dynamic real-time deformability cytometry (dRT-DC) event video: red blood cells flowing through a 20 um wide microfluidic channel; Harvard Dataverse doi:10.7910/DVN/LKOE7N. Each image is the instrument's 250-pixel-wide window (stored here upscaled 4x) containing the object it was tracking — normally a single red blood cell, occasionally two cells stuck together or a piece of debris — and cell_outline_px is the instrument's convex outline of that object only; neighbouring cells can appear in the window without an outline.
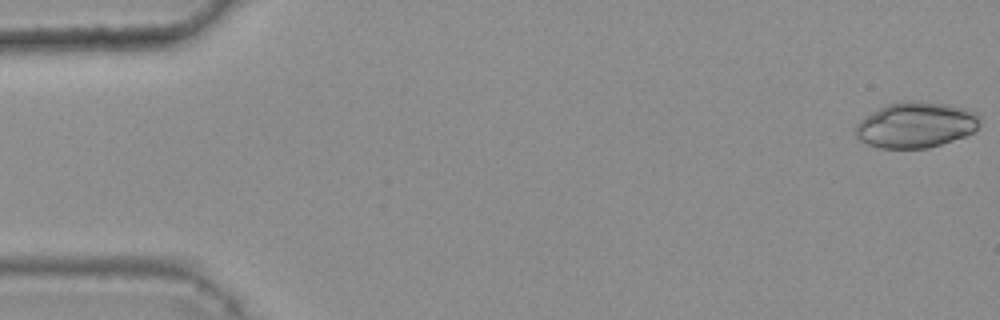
{"species": "common noctule bat (a hibernating species)", "species_latin": "Nyctalus noctula", "temperature_condition": "warm", "stored_images_in_passage": 49, "camera_frame_rate_fps": 3000, "um_per_image_px": 0.085, "animal": {"sex": "female", "body_mass_g": 25.1}, "frame": {"image": 1, "passage_image": 1, "time_ms": 0.0, "image_size_px": [1000, 320], "cell_outline_px": [[980, 124], [972, 132], [964, 136], [928, 148], [880, 148], [868, 144], [860, 140], [852, 132], [856, 124], [864, 116], [888, 104], [900, 100], [920, 100], [948, 104], [964, 108], [976, 112], [980, 116]], "centroid_in_image_um": [77.82, 10.6], "position_along_channel_um": 7.2, "area_um2": 33.41}}
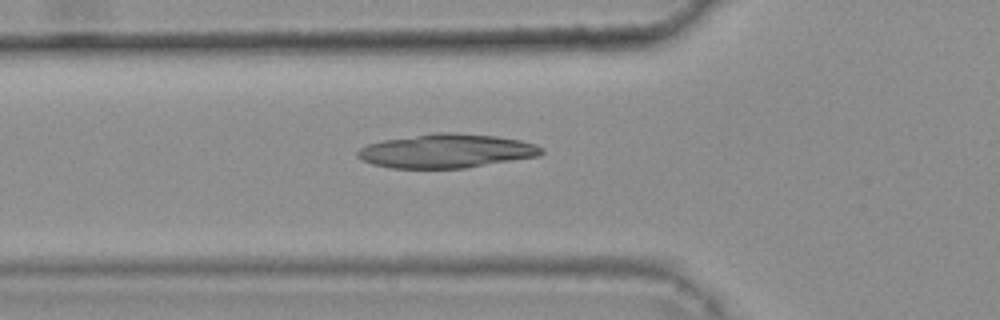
{"frame": {"image": 2, "passage_image": 19, "time_ms": 6.0, "image_size_px": [1000, 320], "cell_outline_px": [[544, 152], [540, 156], [464, 168], [392, 168], [372, 164], [356, 156], [356, 152], [360, 148], [368, 144], [384, 140], [432, 132], [456, 132], [496, 136], [520, 140], [536, 144], [544, 148]], "centroid_in_image_um": [37.97, 12.82], "position_along_channel_um": 87.8, "area_um2": 36.53}}
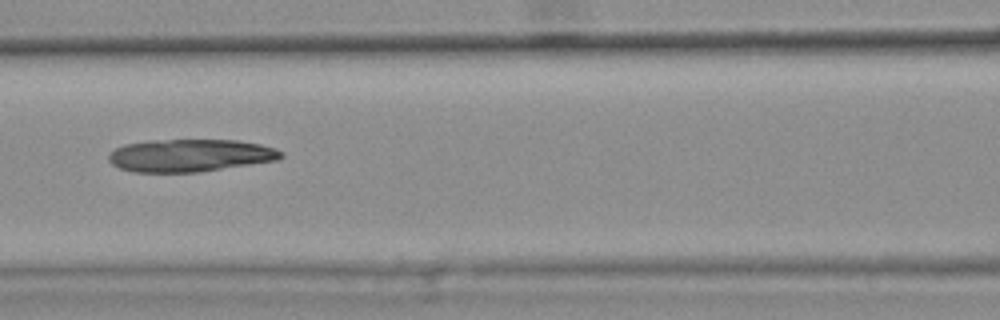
{"frame": {"image": 3, "passage_image": 24, "time_ms": 7.667, "image_size_px": [1000, 320], "cell_outline_px": [[284, 156], [280, 160], [196, 172], [132, 172], [120, 168], [112, 164], [108, 160], [108, 156], [116, 148], [124, 144], [148, 140], [236, 140], [260, 144], [276, 148], [284, 152]], "centroid_in_image_um": [16.18, 13.21], "position_along_channel_um": 150.4, "area_um2": 32.83}}